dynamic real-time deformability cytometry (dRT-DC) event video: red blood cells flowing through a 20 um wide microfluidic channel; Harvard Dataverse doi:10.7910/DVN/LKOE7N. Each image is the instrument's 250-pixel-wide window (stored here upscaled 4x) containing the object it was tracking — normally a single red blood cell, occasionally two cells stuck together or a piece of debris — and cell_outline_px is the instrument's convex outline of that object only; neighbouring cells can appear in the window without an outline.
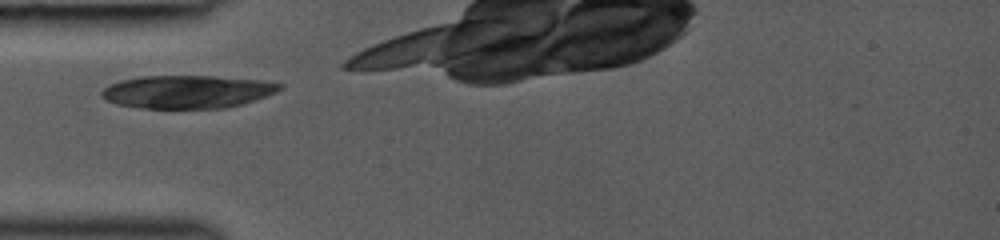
{"species": "common noctule bat (a hibernating species)", "species_latin": "Nyctalus noctula", "temperature_condition": "room temperature", "stored_images_in_passage": 22, "camera_frame_rate_fps": 3000, "um_per_image_px": 0.085, "animal": {"sex": "female", "body_mass_g": 19.0, "forearm_length_mm": 53.3}, "frame": {"image": 1, "passage_image": 1, "time_ms": 0.0, "image_size_px": [1000, 240], "cell_outline_px": [[284, 88], [276, 92], [240, 104], [224, 108], [140, 108], [116, 104], [100, 96], [100, 92], [104, 88], [120, 80], [140, 76], [212, 76], [264, 80], [284, 84]], "centroid_in_image_um": [15.92, 7.79], "position_along_channel_um": 69.1, "area_um2": 34.16}}
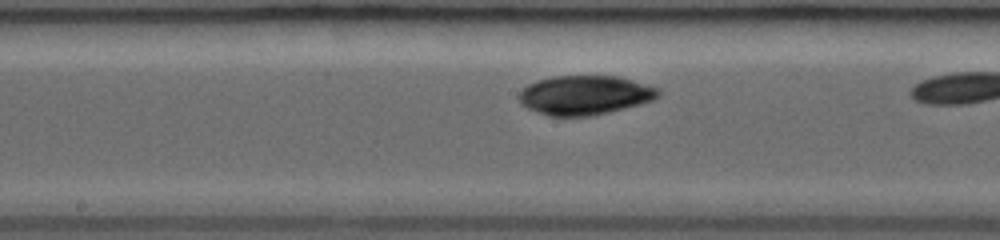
{"frame": {"image": 2, "passage_image": 10, "time_ms": 3.0, "image_size_px": [1000, 240], "cell_outline_px": [[660, 96], [652, 100], [640, 104], [592, 116], [548, 116], [528, 108], [520, 104], [520, 92], [528, 84], [536, 80], [552, 76], [616, 76], [632, 80], [660, 88]], "centroid_in_image_um": [49.72, 8.08], "position_along_channel_um": 198.5, "area_um2": 31.85}}
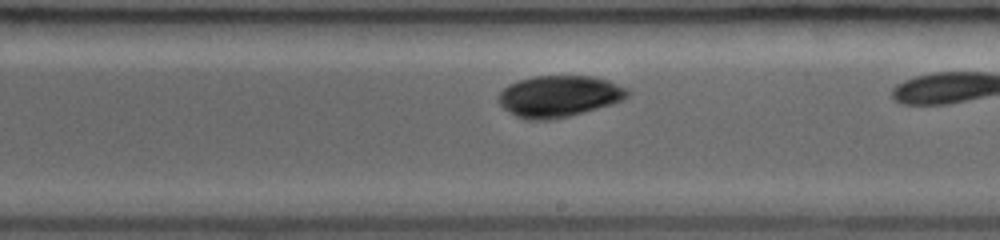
{"frame": {"image": 3, "passage_image": 13, "time_ms": 4.0, "image_size_px": [1000, 240], "cell_outline_px": [[628, 96], [612, 104], [568, 116], [552, 120], [524, 120], [508, 112], [496, 100], [496, 96], [508, 84], [520, 80], [536, 76], [592, 76], [608, 80], [628, 88]], "centroid_in_image_um": [47.47, 8.18], "position_along_channel_um": 241.5, "area_um2": 31.21}}